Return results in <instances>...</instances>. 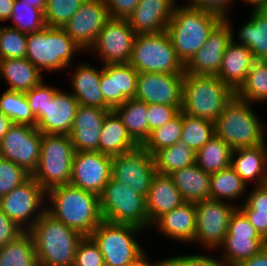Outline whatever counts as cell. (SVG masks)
Wrapping results in <instances>:
<instances>
[{
	"instance_id": "cell-31",
	"label": "cell",
	"mask_w": 267,
	"mask_h": 266,
	"mask_svg": "<svg viewBox=\"0 0 267 266\" xmlns=\"http://www.w3.org/2000/svg\"><path fill=\"white\" fill-rule=\"evenodd\" d=\"M137 145L117 112L114 109L110 110L101 129L99 152L113 157L122 155Z\"/></svg>"
},
{
	"instance_id": "cell-48",
	"label": "cell",
	"mask_w": 267,
	"mask_h": 266,
	"mask_svg": "<svg viewBox=\"0 0 267 266\" xmlns=\"http://www.w3.org/2000/svg\"><path fill=\"white\" fill-rule=\"evenodd\" d=\"M59 91L60 89L49 85L47 86L44 81H42L39 85L25 92L31 112L36 117V120L44 115L47 103L53 100Z\"/></svg>"
},
{
	"instance_id": "cell-6",
	"label": "cell",
	"mask_w": 267,
	"mask_h": 266,
	"mask_svg": "<svg viewBox=\"0 0 267 266\" xmlns=\"http://www.w3.org/2000/svg\"><path fill=\"white\" fill-rule=\"evenodd\" d=\"M83 49L68 36L61 27H45L43 30L28 33L26 59L40 71L67 68L75 53Z\"/></svg>"
},
{
	"instance_id": "cell-58",
	"label": "cell",
	"mask_w": 267,
	"mask_h": 266,
	"mask_svg": "<svg viewBox=\"0 0 267 266\" xmlns=\"http://www.w3.org/2000/svg\"><path fill=\"white\" fill-rule=\"evenodd\" d=\"M12 124L13 122L0 112V140L3 138Z\"/></svg>"
},
{
	"instance_id": "cell-60",
	"label": "cell",
	"mask_w": 267,
	"mask_h": 266,
	"mask_svg": "<svg viewBox=\"0 0 267 266\" xmlns=\"http://www.w3.org/2000/svg\"><path fill=\"white\" fill-rule=\"evenodd\" d=\"M20 3L31 4V7L37 8L43 13L46 10V2L47 0H18Z\"/></svg>"
},
{
	"instance_id": "cell-33",
	"label": "cell",
	"mask_w": 267,
	"mask_h": 266,
	"mask_svg": "<svg viewBox=\"0 0 267 266\" xmlns=\"http://www.w3.org/2000/svg\"><path fill=\"white\" fill-rule=\"evenodd\" d=\"M0 77L8 83L9 90L27 92L44 79L41 71L26 58L0 60Z\"/></svg>"
},
{
	"instance_id": "cell-20",
	"label": "cell",
	"mask_w": 267,
	"mask_h": 266,
	"mask_svg": "<svg viewBox=\"0 0 267 266\" xmlns=\"http://www.w3.org/2000/svg\"><path fill=\"white\" fill-rule=\"evenodd\" d=\"M227 17L209 34L206 43L184 65V72L195 75H217L229 42L234 39L233 27Z\"/></svg>"
},
{
	"instance_id": "cell-12",
	"label": "cell",
	"mask_w": 267,
	"mask_h": 266,
	"mask_svg": "<svg viewBox=\"0 0 267 266\" xmlns=\"http://www.w3.org/2000/svg\"><path fill=\"white\" fill-rule=\"evenodd\" d=\"M155 173L154 157L144 145H137L122 155L112 157L111 177L145 197Z\"/></svg>"
},
{
	"instance_id": "cell-43",
	"label": "cell",
	"mask_w": 267,
	"mask_h": 266,
	"mask_svg": "<svg viewBox=\"0 0 267 266\" xmlns=\"http://www.w3.org/2000/svg\"><path fill=\"white\" fill-rule=\"evenodd\" d=\"M9 20L15 23L9 27L27 34L39 32L46 27L42 11L31 7V4L20 3L18 0H15L13 4Z\"/></svg>"
},
{
	"instance_id": "cell-52",
	"label": "cell",
	"mask_w": 267,
	"mask_h": 266,
	"mask_svg": "<svg viewBox=\"0 0 267 266\" xmlns=\"http://www.w3.org/2000/svg\"><path fill=\"white\" fill-rule=\"evenodd\" d=\"M190 1V2H189ZM234 0H188V4L201 9L202 11L213 13L222 19L228 16V7Z\"/></svg>"
},
{
	"instance_id": "cell-55",
	"label": "cell",
	"mask_w": 267,
	"mask_h": 266,
	"mask_svg": "<svg viewBox=\"0 0 267 266\" xmlns=\"http://www.w3.org/2000/svg\"><path fill=\"white\" fill-rule=\"evenodd\" d=\"M255 227L260 236L267 242V213L256 210H241Z\"/></svg>"
},
{
	"instance_id": "cell-16",
	"label": "cell",
	"mask_w": 267,
	"mask_h": 266,
	"mask_svg": "<svg viewBox=\"0 0 267 266\" xmlns=\"http://www.w3.org/2000/svg\"><path fill=\"white\" fill-rule=\"evenodd\" d=\"M136 35L127 19L111 18L90 49L101 56L102 65L129 63Z\"/></svg>"
},
{
	"instance_id": "cell-17",
	"label": "cell",
	"mask_w": 267,
	"mask_h": 266,
	"mask_svg": "<svg viewBox=\"0 0 267 266\" xmlns=\"http://www.w3.org/2000/svg\"><path fill=\"white\" fill-rule=\"evenodd\" d=\"M112 175V156L98 151L75 152L70 185L100 196Z\"/></svg>"
},
{
	"instance_id": "cell-25",
	"label": "cell",
	"mask_w": 267,
	"mask_h": 266,
	"mask_svg": "<svg viewBox=\"0 0 267 266\" xmlns=\"http://www.w3.org/2000/svg\"><path fill=\"white\" fill-rule=\"evenodd\" d=\"M184 202L171 175L156 172L146 197V209L150 227L163 214L172 211Z\"/></svg>"
},
{
	"instance_id": "cell-59",
	"label": "cell",
	"mask_w": 267,
	"mask_h": 266,
	"mask_svg": "<svg viewBox=\"0 0 267 266\" xmlns=\"http://www.w3.org/2000/svg\"><path fill=\"white\" fill-rule=\"evenodd\" d=\"M145 253L146 252H144L136 261L124 266H159V262L150 263V261L148 260L149 258L146 256L147 254Z\"/></svg>"
},
{
	"instance_id": "cell-44",
	"label": "cell",
	"mask_w": 267,
	"mask_h": 266,
	"mask_svg": "<svg viewBox=\"0 0 267 266\" xmlns=\"http://www.w3.org/2000/svg\"><path fill=\"white\" fill-rule=\"evenodd\" d=\"M28 34L9 26H0V60L25 58Z\"/></svg>"
},
{
	"instance_id": "cell-46",
	"label": "cell",
	"mask_w": 267,
	"mask_h": 266,
	"mask_svg": "<svg viewBox=\"0 0 267 266\" xmlns=\"http://www.w3.org/2000/svg\"><path fill=\"white\" fill-rule=\"evenodd\" d=\"M30 176L14 162L0 157V197L24 183Z\"/></svg>"
},
{
	"instance_id": "cell-9",
	"label": "cell",
	"mask_w": 267,
	"mask_h": 266,
	"mask_svg": "<svg viewBox=\"0 0 267 266\" xmlns=\"http://www.w3.org/2000/svg\"><path fill=\"white\" fill-rule=\"evenodd\" d=\"M140 230L134 225L103 220L90 237L98 245L105 266H124L144 253L135 236Z\"/></svg>"
},
{
	"instance_id": "cell-19",
	"label": "cell",
	"mask_w": 267,
	"mask_h": 266,
	"mask_svg": "<svg viewBox=\"0 0 267 266\" xmlns=\"http://www.w3.org/2000/svg\"><path fill=\"white\" fill-rule=\"evenodd\" d=\"M184 75L182 73H139L135 99L148 104L182 108Z\"/></svg>"
},
{
	"instance_id": "cell-21",
	"label": "cell",
	"mask_w": 267,
	"mask_h": 266,
	"mask_svg": "<svg viewBox=\"0 0 267 266\" xmlns=\"http://www.w3.org/2000/svg\"><path fill=\"white\" fill-rule=\"evenodd\" d=\"M138 74L129 63L104 64L101 67L100 89L104 109L113 110L135 98Z\"/></svg>"
},
{
	"instance_id": "cell-1",
	"label": "cell",
	"mask_w": 267,
	"mask_h": 266,
	"mask_svg": "<svg viewBox=\"0 0 267 266\" xmlns=\"http://www.w3.org/2000/svg\"><path fill=\"white\" fill-rule=\"evenodd\" d=\"M47 201L53 205H46L48 214L83 236H90L103 221L100 196L93 192L61 185L47 191Z\"/></svg>"
},
{
	"instance_id": "cell-27",
	"label": "cell",
	"mask_w": 267,
	"mask_h": 266,
	"mask_svg": "<svg viewBox=\"0 0 267 266\" xmlns=\"http://www.w3.org/2000/svg\"><path fill=\"white\" fill-rule=\"evenodd\" d=\"M168 238L182 242H194L196 232V208L194 202H184L163 214L152 225Z\"/></svg>"
},
{
	"instance_id": "cell-3",
	"label": "cell",
	"mask_w": 267,
	"mask_h": 266,
	"mask_svg": "<svg viewBox=\"0 0 267 266\" xmlns=\"http://www.w3.org/2000/svg\"><path fill=\"white\" fill-rule=\"evenodd\" d=\"M219 16L191 5H175L167 26L177 57L185 65L206 43L211 31L222 21Z\"/></svg>"
},
{
	"instance_id": "cell-5",
	"label": "cell",
	"mask_w": 267,
	"mask_h": 266,
	"mask_svg": "<svg viewBox=\"0 0 267 266\" xmlns=\"http://www.w3.org/2000/svg\"><path fill=\"white\" fill-rule=\"evenodd\" d=\"M252 104L236 95L215 122V132L232 149L255 147L265 142V126Z\"/></svg>"
},
{
	"instance_id": "cell-26",
	"label": "cell",
	"mask_w": 267,
	"mask_h": 266,
	"mask_svg": "<svg viewBox=\"0 0 267 266\" xmlns=\"http://www.w3.org/2000/svg\"><path fill=\"white\" fill-rule=\"evenodd\" d=\"M238 176L247 184L255 186L267 184V144L233 150L230 165Z\"/></svg>"
},
{
	"instance_id": "cell-42",
	"label": "cell",
	"mask_w": 267,
	"mask_h": 266,
	"mask_svg": "<svg viewBox=\"0 0 267 266\" xmlns=\"http://www.w3.org/2000/svg\"><path fill=\"white\" fill-rule=\"evenodd\" d=\"M183 128V113L180 111L173 119L150 132L144 142L147 150L154 155L158 150L170 147L180 141Z\"/></svg>"
},
{
	"instance_id": "cell-2",
	"label": "cell",
	"mask_w": 267,
	"mask_h": 266,
	"mask_svg": "<svg viewBox=\"0 0 267 266\" xmlns=\"http://www.w3.org/2000/svg\"><path fill=\"white\" fill-rule=\"evenodd\" d=\"M39 266H73L83 235L45 212L28 230Z\"/></svg>"
},
{
	"instance_id": "cell-7",
	"label": "cell",
	"mask_w": 267,
	"mask_h": 266,
	"mask_svg": "<svg viewBox=\"0 0 267 266\" xmlns=\"http://www.w3.org/2000/svg\"><path fill=\"white\" fill-rule=\"evenodd\" d=\"M75 152L69 135L42 134L40 160L32 177L46 192L70 184Z\"/></svg>"
},
{
	"instance_id": "cell-35",
	"label": "cell",
	"mask_w": 267,
	"mask_h": 266,
	"mask_svg": "<svg viewBox=\"0 0 267 266\" xmlns=\"http://www.w3.org/2000/svg\"><path fill=\"white\" fill-rule=\"evenodd\" d=\"M0 266H39L32 236L28 231L0 247Z\"/></svg>"
},
{
	"instance_id": "cell-13",
	"label": "cell",
	"mask_w": 267,
	"mask_h": 266,
	"mask_svg": "<svg viewBox=\"0 0 267 266\" xmlns=\"http://www.w3.org/2000/svg\"><path fill=\"white\" fill-rule=\"evenodd\" d=\"M267 242L260 236L245 214L237 208L232 214L228 233L218 249L223 250L224 266H235L237 263L256 255Z\"/></svg>"
},
{
	"instance_id": "cell-51",
	"label": "cell",
	"mask_w": 267,
	"mask_h": 266,
	"mask_svg": "<svg viewBox=\"0 0 267 266\" xmlns=\"http://www.w3.org/2000/svg\"><path fill=\"white\" fill-rule=\"evenodd\" d=\"M245 199L244 204L238 206L240 210H256L267 213V184L255 186Z\"/></svg>"
},
{
	"instance_id": "cell-53",
	"label": "cell",
	"mask_w": 267,
	"mask_h": 266,
	"mask_svg": "<svg viewBox=\"0 0 267 266\" xmlns=\"http://www.w3.org/2000/svg\"><path fill=\"white\" fill-rule=\"evenodd\" d=\"M113 19H127L140 0H104Z\"/></svg>"
},
{
	"instance_id": "cell-15",
	"label": "cell",
	"mask_w": 267,
	"mask_h": 266,
	"mask_svg": "<svg viewBox=\"0 0 267 266\" xmlns=\"http://www.w3.org/2000/svg\"><path fill=\"white\" fill-rule=\"evenodd\" d=\"M41 143L42 133L36 127L13 123L0 140V157L32 176L39 164Z\"/></svg>"
},
{
	"instance_id": "cell-57",
	"label": "cell",
	"mask_w": 267,
	"mask_h": 266,
	"mask_svg": "<svg viewBox=\"0 0 267 266\" xmlns=\"http://www.w3.org/2000/svg\"><path fill=\"white\" fill-rule=\"evenodd\" d=\"M15 0H0V21H8Z\"/></svg>"
},
{
	"instance_id": "cell-56",
	"label": "cell",
	"mask_w": 267,
	"mask_h": 266,
	"mask_svg": "<svg viewBox=\"0 0 267 266\" xmlns=\"http://www.w3.org/2000/svg\"><path fill=\"white\" fill-rule=\"evenodd\" d=\"M235 266H267V245L250 259L243 260Z\"/></svg>"
},
{
	"instance_id": "cell-37",
	"label": "cell",
	"mask_w": 267,
	"mask_h": 266,
	"mask_svg": "<svg viewBox=\"0 0 267 266\" xmlns=\"http://www.w3.org/2000/svg\"><path fill=\"white\" fill-rule=\"evenodd\" d=\"M247 186L236 171L229 166L211 174L210 198L219 201H224V199L234 201L245 195Z\"/></svg>"
},
{
	"instance_id": "cell-34",
	"label": "cell",
	"mask_w": 267,
	"mask_h": 266,
	"mask_svg": "<svg viewBox=\"0 0 267 266\" xmlns=\"http://www.w3.org/2000/svg\"><path fill=\"white\" fill-rule=\"evenodd\" d=\"M123 121L131 138L143 145L148 138V109L145 102L129 99L114 109Z\"/></svg>"
},
{
	"instance_id": "cell-28",
	"label": "cell",
	"mask_w": 267,
	"mask_h": 266,
	"mask_svg": "<svg viewBox=\"0 0 267 266\" xmlns=\"http://www.w3.org/2000/svg\"><path fill=\"white\" fill-rule=\"evenodd\" d=\"M254 62L252 52L232 39L224 51L222 64L216 76L236 92L245 82Z\"/></svg>"
},
{
	"instance_id": "cell-10",
	"label": "cell",
	"mask_w": 267,
	"mask_h": 266,
	"mask_svg": "<svg viewBox=\"0 0 267 266\" xmlns=\"http://www.w3.org/2000/svg\"><path fill=\"white\" fill-rule=\"evenodd\" d=\"M103 220L134 225L143 230L149 227L146 197L112 177L100 195Z\"/></svg>"
},
{
	"instance_id": "cell-22",
	"label": "cell",
	"mask_w": 267,
	"mask_h": 266,
	"mask_svg": "<svg viewBox=\"0 0 267 266\" xmlns=\"http://www.w3.org/2000/svg\"><path fill=\"white\" fill-rule=\"evenodd\" d=\"M110 109L79 105L69 136L76 152L98 151L104 118Z\"/></svg>"
},
{
	"instance_id": "cell-38",
	"label": "cell",
	"mask_w": 267,
	"mask_h": 266,
	"mask_svg": "<svg viewBox=\"0 0 267 266\" xmlns=\"http://www.w3.org/2000/svg\"><path fill=\"white\" fill-rule=\"evenodd\" d=\"M156 172L171 174L195 163L196 153L185 143L176 144L158 150L154 155Z\"/></svg>"
},
{
	"instance_id": "cell-54",
	"label": "cell",
	"mask_w": 267,
	"mask_h": 266,
	"mask_svg": "<svg viewBox=\"0 0 267 266\" xmlns=\"http://www.w3.org/2000/svg\"><path fill=\"white\" fill-rule=\"evenodd\" d=\"M24 232L0 209V247L16 239Z\"/></svg>"
},
{
	"instance_id": "cell-49",
	"label": "cell",
	"mask_w": 267,
	"mask_h": 266,
	"mask_svg": "<svg viewBox=\"0 0 267 266\" xmlns=\"http://www.w3.org/2000/svg\"><path fill=\"white\" fill-rule=\"evenodd\" d=\"M148 137L150 132L162 127L173 119L181 109L178 106H169L165 104H148Z\"/></svg>"
},
{
	"instance_id": "cell-23",
	"label": "cell",
	"mask_w": 267,
	"mask_h": 266,
	"mask_svg": "<svg viewBox=\"0 0 267 266\" xmlns=\"http://www.w3.org/2000/svg\"><path fill=\"white\" fill-rule=\"evenodd\" d=\"M176 0H140L127 18L138 34H156L167 31Z\"/></svg>"
},
{
	"instance_id": "cell-62",
	"label": "cell",
	"mask_w": 267,
	"mask_h": 266,
	"mask_svg": "<svg viewBox=\"0 0 267 266\" xmlns=\"http://www.w3.org/2000/svg\"><path fill=\"white\" fill-rule=\"evenodd\" d=\"M262 6H267V0H262Z\"/></svg>"
},
{
	"instance_id": "cell-30",
	"label": "cell",
	"mask_w": 267,
	"mask_h": 266,
	"mask_svg": "<svg viewBox=\"0 0 267 266\" xmlns=\"http://www.w3.org/2000/svg\"><path fill=\"white\" fill-rule=\"evenodd\" d=\"M253 8L249 21L237 33L236 43L247 47L255 61H267V6Z\"/></svg>"
},
{
	"instance_id": "cell-14",
	"label": "cell",
	"mask_w": 267,
	"mask_h": 266,
	"mask_svg": "<svg viewBox=\"0 0 267 266\" xmlns=\"http://www.w3.org/2000/svg\"><path fill=\"white\" fill-rule=\"evenodd\" d=\"M239 205L206 199L195 203L196 232L194 241L214 251L223 243L232 214Z\"/></svg>"
},
{
	"instance_id": "cell-24",
	"label": "cell",
	"mask_w": 267,
	"mask_h": 266,
	"mask_svg": "<svg viewBox=\"0 0 267 266\" xmlns=\"http://www.w3.org/2000/svg\"><path fill=\"white\" fill-rule=\"evenodd\" d=\"M78 107V101L70 92L60 90L47 103L44 115L37 119L36 128L42 134L69 135Z\"/></svg>"
},
{
	"instance_id": "cell-29",
	"label": "cell",
	"mask_w": 267,
	"mask_h": 266,
	"mask_svg": "<svg viewBox=\"0 0 267 266\" xmlns=\"http://www.w3.org/2000/svg\"><path fill=\"white\" fill-rule=\"evenodd\" d=\"M73 92L79 105L104 109V97L100 89L101 68L81 63L72 73Z\"/></svg>"
},
{
	"instance_id": "cell-4",
	"label": "cell",
	"mask_w": 267,
	"mask_h": 266,
	"mask_svg": "<svg viewBox=\"0 0 267 266\" xmlns=\"http://www.w3.org/2000/svg\"><path fill=\"white\" fill-rule=\"evenodd\" d=\"M234 95L216 75L185 73L181 112L215 123Z\"/></svg>"
},
{
	"instance_id": "cell-36",
	"label": "cell",
	"mask_w": 267,
	"mask_h": 266,
	"mask_svg": "<svg viewBox=\"0 0 267 266\" xmlns=\"http://www.w3.org/2000/svg\"><path fill=\"white\" fill-rule=\"evenodd\" d=\"M232 152L227 143L214 135L196 152L195 163L211 175L231 165Z\"/></svg>"
},
{
	"instance_id": "cell-47",
	"label": "cell",
	"mask_w": 267,
	"mask_h": 266,
	"mask_svg": "<svg viewBox=\"0 0 267 266\" xmlns=\"http://www.w3.org/2000/svg\"><path fill=\"white\" fill-rule=\"evenodd\" d=\"M73 266H105L102 253L90 236H84L79 242Z\"/></svg>"
},
{
	"instance_id": "cell-50",
	"label": "cell",
	"mask_w": 267,
	"mask_h": 266,
	"mask_svg": "<svg viewBox=\"0 0 267 266\" xmlns=\"http://www.w3.org/2000/svg\"><path fill=\"white\" fill-rule=\"evenodd\" d=\"M158 262L159 266H224L222 260L202 254L173 256Z\"/></svg>"
},
{
	"instance_id": "cell-8",
	"label": "cell",
	"mask_w": 267,
	"mask_h": 266,
	"mask_svg": "<svg viewBox=\"0 0 267 266\" xmlns=\"http://www.w3.org/2000/svg\"><path fill=\"white\" fill-rule=\"evenodd\" d=\"M129 64L138 73L184 72L167 31L136 35Z\"/></svg>"
},
{
	"instance_id": "cell-18",
	"label": "cell",
	"mask_w": 267,
	"mask_h": 266,
	"mask_svg": "<svg viewBox=\"0 0 267 266\" xmlns=\"http://www.w3.org/2000/svg\"><path fill=\"white\" fill-rule=\"evenodd\" d=\"M110 19L104 0H85L62 28L83 51H89L98 34Z\"/></svg>"
},
{
	"instance_id": "cell-32",
	"label": "cell",
	"mask_w": 267,
	"mask_h": 266,
	"mask_svg": "<svg viewBox=\"0 0 267 266\" xmlns=\"http://www.w3.org/2000/svg\"><path fill=\"white\" fill-rule=\"evenodd\" d=\"M185 202L210 199V177L196 163L170 174Z\"/></svg>"
},
{
	"instance_id": "cell-61",
	"label": "cell",
	"mask_w": 267,
	"mask_h": 266,
	"mask_svg": "<svg viewBox=\"0 0 267 266\" xmlns=\"http://www.w3.org/2000/svg\"><path fill=\"white\" fill-rule=\"evenodd\" d=\"M246 3L253 5V7L262 6V0H244Z\"/></svg>"
},
{
	"instance_id": "cell-11",
	"label": "cell",
	"mask_w": 267,
	"mask_h": 266,
	"mask_svg": "<svg viewBox=\"0 0 267 266\" xmlns=\"http://www.w3.org/2000/svg\"><path fill=\"white\" fill-rule=\"evenodd\" d=\"M46 196L47 192L30 176L24 183L0 197V209L21 229L28 231L46 212V207L42 208Z\"/></svg>"
},
{
	"instance_id": "cell-45",
	"label": "cell",
	"mask_w": 267,
	"mask_h": 266,
	"mask_svg": "<svg viewBox=\"0 0 267 266\" xmlns=\"http://www.w3.org/2000/svg\"><path fill=\"white\" fill-rule=\"evenodd\" d=\"M85 0H47L44 20L47 27H63Z\"/></svg>"
},
{
	"instance_id": "cell-39",
	"label": "cell",
	"mask_w": 267,
	"mask_h": 266,
	"mask_svg": "<svg viewBox=\"0 0 267 266\" xmlns=\"http://www.w3.org/2000/svg\"><path fill=\"white\" fill-rule=\"evenodd\" d=\"M0 112L15 124L37 126L25 92L6 89L0 96Z\"/></svg>"
},
{
	"instance_id": "cell-41",
	"label": "cell",
	"mask_w": 267,
	"mask_h": 266,
	"mask_svg": "<svg viewBox=\"0 0 267 266\" xmlns=\"http://www.w3.org/2000/svg\"><path fill=\"white\" fill-rule=\"evenodd\" d=\"M214 135H216L214 122L183 114V128L180 141L185 143L195 153Z\"/></svg>"
},
{
	"instance_id": "cell-40",
	"label": "cell",
	"mask_w": 267,
	"mask_h": 266,
	"mask_svg": "<svg viewBox=\"0 0 267 266\" xmlns=\"http://www.w3.org/2000/svg\"><path fill=\"white\" fill-rule=\"evenodd\" d=\"M235 95L251 104L267 101V61H255Z\"/></svg>"
}]
</instances>
